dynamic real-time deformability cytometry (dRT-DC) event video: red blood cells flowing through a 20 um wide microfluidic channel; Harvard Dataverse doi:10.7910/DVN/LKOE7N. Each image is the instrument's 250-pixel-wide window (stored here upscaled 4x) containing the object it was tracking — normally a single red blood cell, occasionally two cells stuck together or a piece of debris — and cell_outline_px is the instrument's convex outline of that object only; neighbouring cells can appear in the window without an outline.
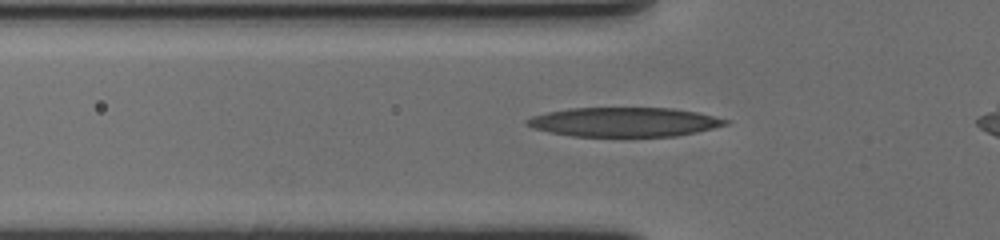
{"species": "human", "species_latin": "Homo sapiens", "temperature_condition": "cold", "stored_images_in_passage": 39, "camera_frame_rate_fps": 3000, "um_per_image_px": 0.085, "donor": {"sex": "female"}, "frame": {"image": 1, "passage_image": 7, "time_ms": 2.0, "image_size_px": [1000, 240], "cell_outline_px": [[732, 120], [728, 124], [696, 132], [676, 136], [572, 136], [548, 132], [532, 128], [524, 124], [524, 120], [532, 116], [548, 112], [568, 108], [672, 108], [696, 112]], "centroid_in_image_um": [53.03, 10.37], "position_along_channel_um": 72.8, "area_um2": 33.93}}
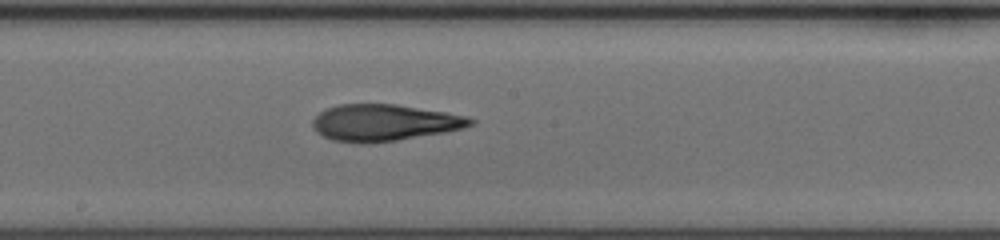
{"frame": {"image": 2, "passage_image": 19, "time_ms": 6.0, "image_size_px": [1000, 240], "cell_outline_px": [[476, 124], [464, 128], [444, 132], [396, 140], [368, 144], [360, 144], [332, 140], [316, 132], [312, 128], [312, 120], [324, 108], [340, 104], [396, 104], [468, 116], [476, 120]], "centroid_in_image_um": [32.64, 10.43], "position_along_channel_um": 215.6, "area_um2": 33.87}}
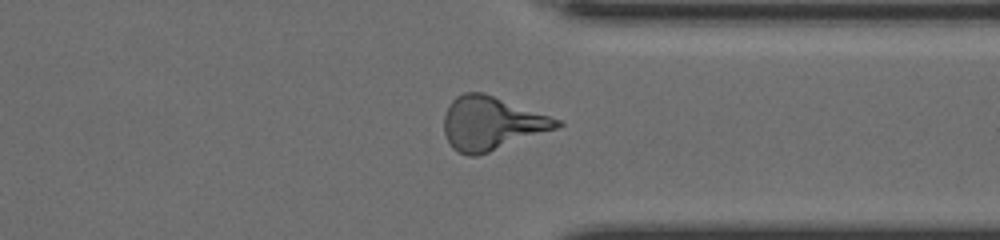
{"frame": {"image": 3, "passage_image": 32, "time_ms": 10.333, "image_size_px": [1000, 240], "cell_outline_px": [[564, 124], [556, 128], [488, 152], [476, 156], [468, 156], [452, 148], [444, 132], [444, 116], [452, 100], [456, 96], [464, 92], [484, 92], [564, 120]], "centroid_in_image_um": [41.79, 10.46], "position_along_channel_um": 369.6, "area_um2": 35.03}, "authors_computed_cell_mechanics": {"area_um2": 33.235, "velocity_mm_per_s": 3.5685, "shape_relaxation_time_tau1_ms": 5.4883, "shape_relaxation_time_tau2_ms": 3.6354, "deformation_change_tau1": 0.229, "deformation_change_tau2": 0.1438}}